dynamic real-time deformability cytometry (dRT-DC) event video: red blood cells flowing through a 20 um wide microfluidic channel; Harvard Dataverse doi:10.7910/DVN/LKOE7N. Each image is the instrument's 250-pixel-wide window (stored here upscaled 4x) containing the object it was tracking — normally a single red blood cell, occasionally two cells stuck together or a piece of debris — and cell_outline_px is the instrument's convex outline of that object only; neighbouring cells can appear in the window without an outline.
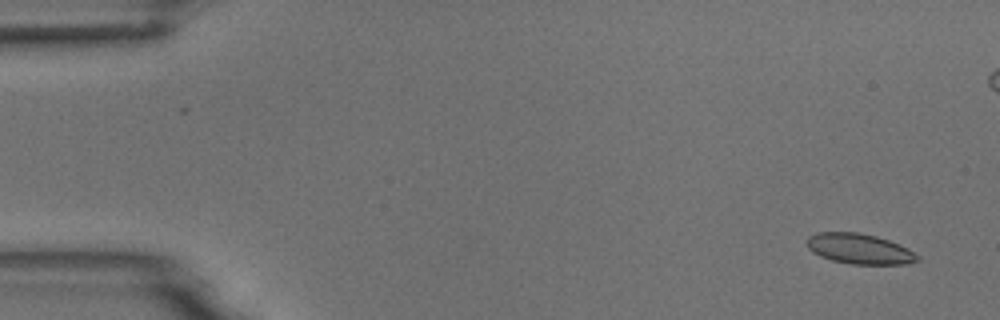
{"species": "common noctule bat (a hibernating species)", "species_latin": "Nyctalus noctula", "temperature_condition": "room temperature", "stored_images_in_passage": 56, "camera_frame_rate_fps": 3000, "um_per_image_px": 0.085, "animal": {"sex": "male", "body_mass_g": 18.8}, "frame": {"image": 1, "passage_image": 3, "time_ms": 0.667, "image_size_px": [1000, 320], "cell_outline_px": [[920, 260], [904, 264], [852, 264], [832, 260], [820, 256], [812, 252], [808, 248], [808, 236], [816, 232], [860, 232], [876, 236], [888, 240], [908, 248], [920, 256]], "centroid_in_image_um": [73.06, 21.14], "position_along_channel_um": 11.9, "area_um2": 19.54}}
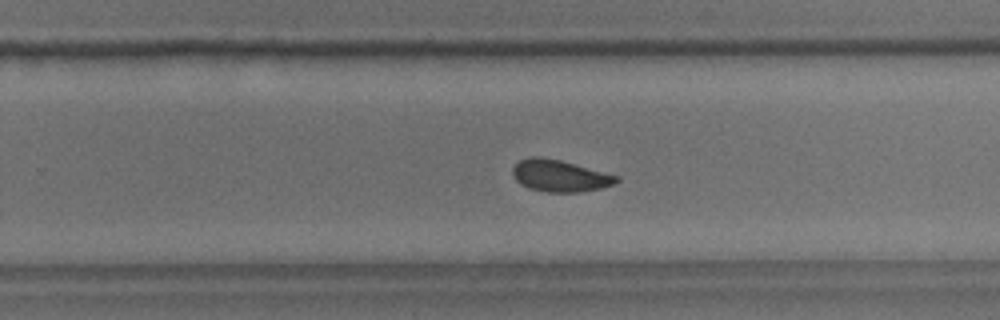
{"frame": {"image": 2, "passage_image": 35, "time_ms": 11.333, "image_size_px": [1000, 320], "cell_outline_px": [[620, 180], [616, 184], [600, 188], [580, 192], [548, 192], [528, 188], [520, 184], [516, 180], [512, 172], [512, 168], [520, 160], [532, 156], [540, 156], [560, 160], [620, 176]], "centroid_in_image_um": [47.6, 14.94], "position_along_channel_um": 282.2, "area_um2": 19.31}}
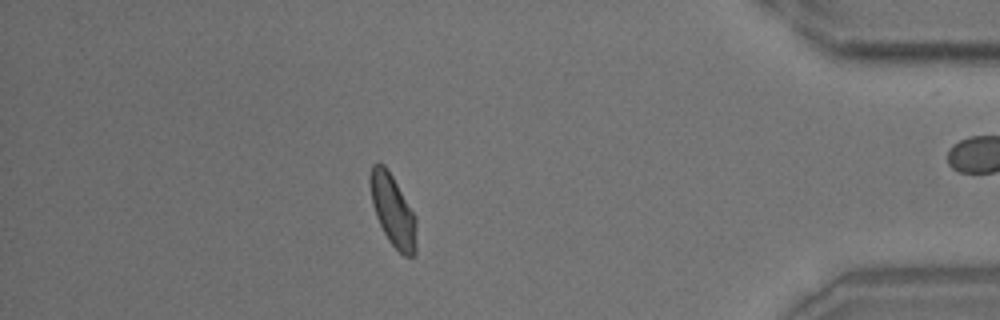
{"frame": {"image": 3, "passage_image": 48, "time_ms": 15.667, "image_size_px": [1000, 320], "cell_outline_px": [[416, 252], [412, 256], [404, 256], [388, 240], [376, 216], [372, 204], [368, 180], [368, 176], [372, 164], [384, 164], [392, 176], [416, 216]], "centroid_in_image_um": [33.38, 17.87], "position_along_channel_um": 401.8, "area_um2": 19.25}, "authors_computed_cell_mechanics": {"area_um2": 19.5653, "velocity_mm_per_s": 3.6939, "shape_relaxation_time_tau1_ms": 6.1646, "shape_relaxation_time_tau2_ms": 2.2814, "deformation_change_tau1": 0.107, "deformation_change_tau2": 0.0503}}